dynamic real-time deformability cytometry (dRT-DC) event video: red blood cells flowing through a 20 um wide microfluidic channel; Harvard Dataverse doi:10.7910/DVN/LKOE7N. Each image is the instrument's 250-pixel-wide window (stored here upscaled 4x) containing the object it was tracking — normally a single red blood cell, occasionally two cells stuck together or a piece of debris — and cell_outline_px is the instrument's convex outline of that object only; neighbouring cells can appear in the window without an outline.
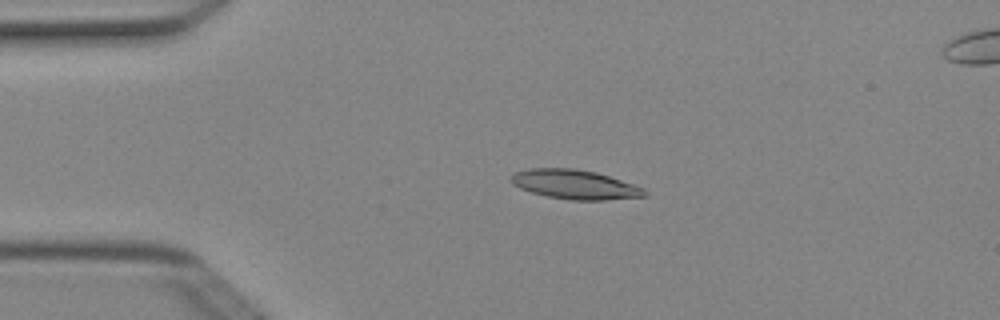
{"species": "Egyptian fruit bat (a non-hibernating species)", "species_latin": "Rousettus aegyptiacus", "temperature_condition": "cold", "stored_images_in_passage": 4, "camera_frame_rate_fps": 3000, "um_per_image_px": 0.085, "animal": {"sex": "female"}, "frame": {"image": 1, "passage_image": 2, "time_ms": 0.333, "image_size_px": [1000, 320], "cell_outline_px": [[648, 196], [604, 200], [572, 200], [548, 196], [532, 192], [520, 188], [512, 184], [508, 176], [516, 172], [528, 168], [572, 168], [596, 172], [644, 188], [648, 192]], "centroid_in_image_um": [48.85, 15.68], "position_along_channel_um": 36.2, "area_um2": 22.77}}